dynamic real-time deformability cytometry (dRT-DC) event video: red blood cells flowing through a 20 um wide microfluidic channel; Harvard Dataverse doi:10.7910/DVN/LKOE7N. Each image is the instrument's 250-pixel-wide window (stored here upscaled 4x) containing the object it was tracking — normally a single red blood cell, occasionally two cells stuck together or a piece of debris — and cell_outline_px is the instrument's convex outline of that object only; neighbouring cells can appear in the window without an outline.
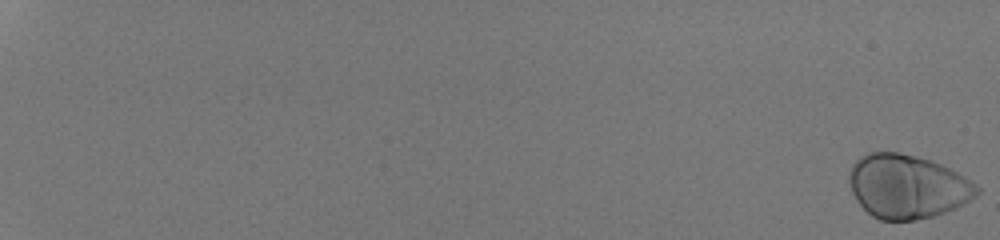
{"species": "human", "species_latin": "Homo sapiens", "temperature_condition": "room temperature", "stored_images_in_passage": 55, "camera_frame_rate_fps": 3000, "um_per_image_px": 0.085, "donor": {"sex": "male"}, "frame": {"image": 1, "passage_image": 1, "time_ms": 0.0, "image_size_px": [1000, 240], "cell_outline_px": [[980, 192], [976, 196], [956, 208], [932, 216], [916, 220], [880, 220], [872, 216], [856, 200], [852, 192], [848, 180], [848, 176], [852, 164], [860, 156], [868, 152], [900, 152], [916, 156], [940, 164], [964, 176], [976, 184], [980, 188]], "centroid_in_image_um": [77.1, 15.84], "position_along_channel_um": 7.9, "area_um2": 47.45}}
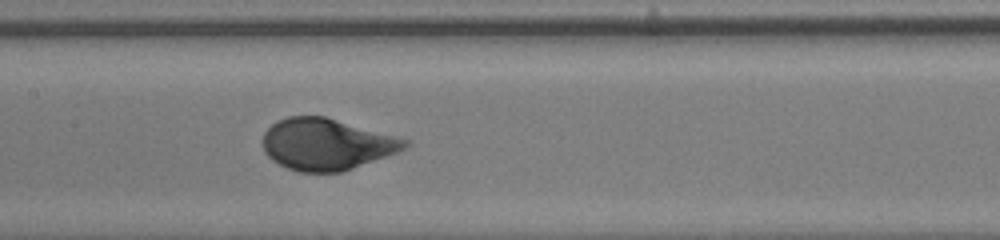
{"frame": {"image": 2, "passage_image": 33, "time_ms": 10.667, "image_size_px": [1000, 240], "cell_outline_px": [[412, 144], [396, 152], [352, 168], [340, 172], [300, 172], [288, 168], [272, 160], [264, 152], [264, 132], [272, 124], [288, 116], [324, 116], [408, 140]], "centroid_in_image_um": [27.72, 12.26], "position_along_channel_um": 179.7, "area_um2": 41.91}}
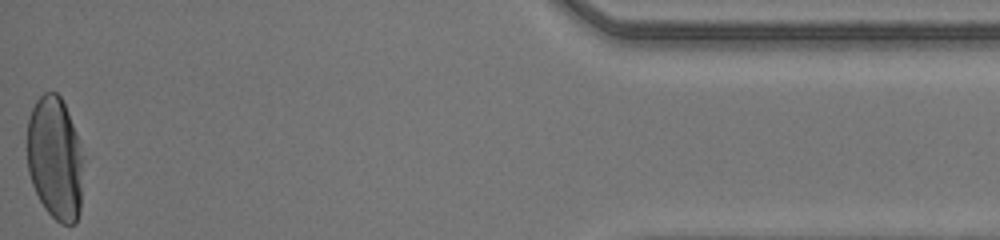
{"frame": {"image": 3, "passage_image": 55, "time_ms": 18.0, "image_size_px": [1000, 240], "cell_outline_px": [[80, 212], [76, 224], [60, 224], [44, 208], [32, 184], [28, 172], [28, 120], [32, 108], [36, 100], [44, 92], [56, 92], [60, 96], [68, 112], [76, 136], [80, 156]], "centroid_in_image_um": [4.63, 13.47], "position_along_channel_um": 430.6, "area_um2": 39.36}, "authors_computed_cell_mechanics": {"area_um2": 43.8124, "velocity_mm_per_s": 4.2164, "shape_relaxation_time_tau1_ms": 2.3708, "shape_relaxation_time_tau2_ms": null, "deformation_change_tau1": 0.1648, "deformation_change_tau2": null}}